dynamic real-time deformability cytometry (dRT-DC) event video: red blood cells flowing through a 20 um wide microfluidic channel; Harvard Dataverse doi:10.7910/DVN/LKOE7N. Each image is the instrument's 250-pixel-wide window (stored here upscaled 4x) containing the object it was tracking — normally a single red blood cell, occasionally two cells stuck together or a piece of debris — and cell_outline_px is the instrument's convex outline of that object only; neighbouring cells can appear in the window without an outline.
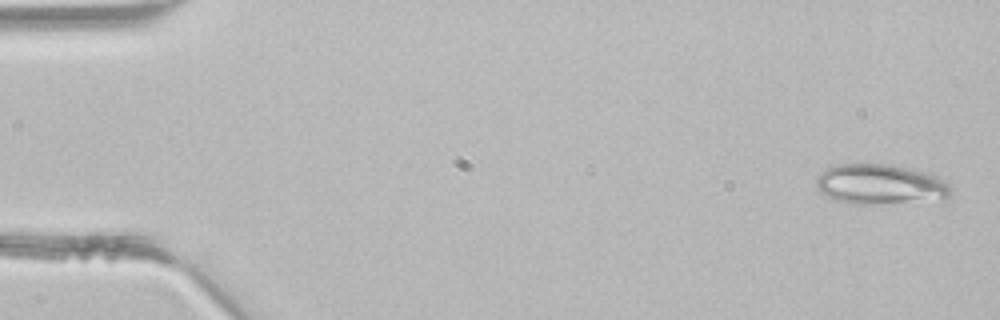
{"species": "common noctule bat (a hibernating species)", "species_latin": "Nyctalus noctula", "temperature_condition": "room temperature", "stored_images_in_passage": 3, "camera_frame_rate_fps": 3000, "um_per_image_px": 0.085, "animal": {"sex": "male", "body_mass_g": 21.5, "forearm_length_mm": 52.0}, "frame": {"image": 1, "passage_image": 1, "time_ms": 0.0, "image_size_px": [1000, 320], "cell_outline_px": [[952, 192], [940, 204], [856, 204], [836, 200], [820, 192], [816, 188], [816, 176], [820, 172], [828, 168], [840, 164], [888, 164], [924, 172], [936, 176], [948, 184], [952, 188]], "centroid_in_image_um": [74.92, 15.73], "position_along_channel_um": 10.1, "area_um2": 32.43}}